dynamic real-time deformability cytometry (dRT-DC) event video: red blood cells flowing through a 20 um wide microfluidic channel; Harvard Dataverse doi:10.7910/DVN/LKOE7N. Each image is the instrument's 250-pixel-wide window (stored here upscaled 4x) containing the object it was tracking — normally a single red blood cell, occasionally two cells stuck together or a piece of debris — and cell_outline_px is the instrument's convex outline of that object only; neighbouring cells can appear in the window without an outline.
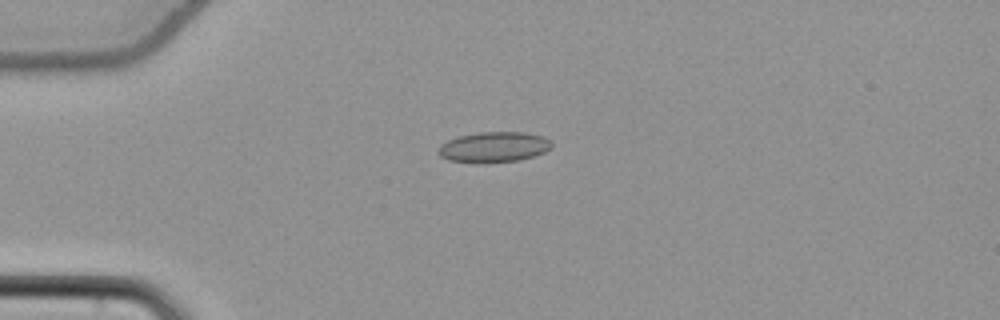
{"species": "common noctule bat (a hibernating species)", "species_latin": "Nyctalus noctula", "temperature_condition": "cold", "stored_images_in_passage": 41, "camera_frame_rate_fps": 3000, "um_per_image_px": 0.085, "animal": {"sex": "female", "body_mass_g": 22.7, "forearm_length_mm": 54.2}, "frame": {"image": 1, "passage_image": 1, "time_ms": 0.0, "image_size_px": [1000, 320], "cell_outline_px": [[552, 148], [544, 152], [520, 160], [484, 164], [480, 164], [448, 160], [440, 156], [440, 144], [448, 140], [460, 136], [480, 132], [524, 132], [544, 136], [552, 144]], "centroid_in_image_um": [41.99, 12.52], "position_along_channel_um": 43.0, "area_um2": 20.23}}
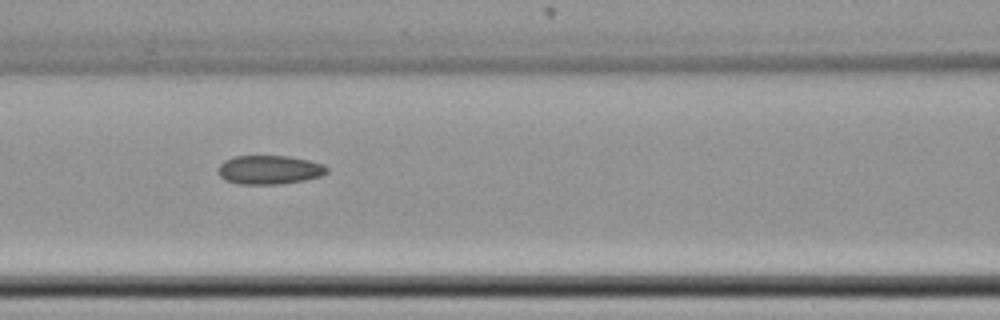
{"frame": {"image": 2, "passage_image": 11, "time_ms": 3.333, "image_size_px": [1000, 320], "cell_outline_px": [[328, 172], [320, 176], [304, 180], [280, 184], [240, 184], [224, 180], [220, 176], [216, 168], [224, 160], [236, 156], [288, 156], [308, 160], [324, 164], [328, 168]], "centroid_in_image_um": [22.88, 14.43], "position_along_channel_um": 143.7, "area_um2": 18.38}}
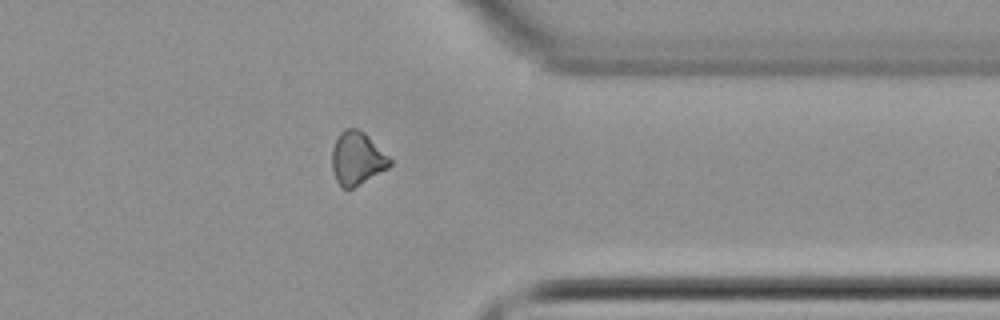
{"frame": {"image": 3, "passage_image": 30, "time_ms": 9.667, "image_size_px": [1000, 320], "cell_outline_px": [[392, 164], [388, 168], [348, 192], [340, 188], [336, 180], [332, 168], [332, 148], [340, 132], [344, 128], [360, 128], [392, 160]], "centroid_in_image_um": [30.33, 13.5], "position_along_channel_um": 381.1, "area_um2": 18.21}, "authors_computed_cell_mechanics": {"area_um2": 18.2648, "velocity_mm_per_s": 3.8544, "shape_relaxation_time_tau1_ms": null, "shape_relaxation_time_tau2_ms": 8.7973, "deformation_change_tau1": null, "deformation_change_tau2": 0.142}}